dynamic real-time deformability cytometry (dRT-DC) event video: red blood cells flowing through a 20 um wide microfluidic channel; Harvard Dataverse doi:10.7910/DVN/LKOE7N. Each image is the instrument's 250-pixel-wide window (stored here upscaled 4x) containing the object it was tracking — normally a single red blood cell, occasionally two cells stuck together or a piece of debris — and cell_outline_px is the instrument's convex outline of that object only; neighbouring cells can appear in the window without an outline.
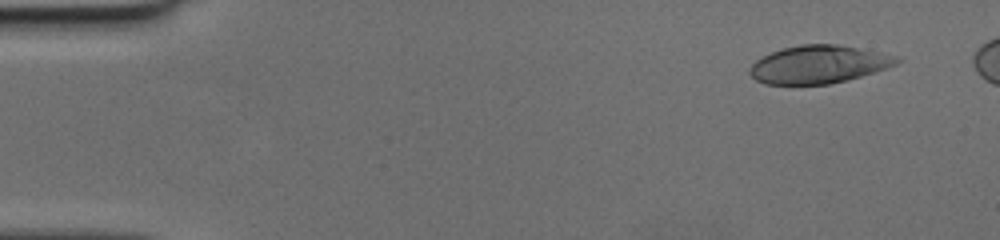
{"species": "human", "species_latin": "Homo sapiens", "temperature_condition": "cold", "stored_images_in_passage": 45, "camera_frame_rate_fps": 3000, "um_per_image_px": 0.085, "donor": {"sex": "female"}, "frame": {"image": 1, "passage_image": 1, "time_ms": 0.0, "image_size_px": [1000, 240], "cell_outline_px": [[900, 60], [896, 64], [860, 76], [828, 84], [764, 84], [756, 80], [748, 72], [752, 64], [756, 60], [772, 52], [784, 48], [800, 44], [836, 44], [900, 56]], "centroid_in_image_um": [69.56, 5.47], "position_along_channel_um": 15.4, "area_um2": 32.02}}
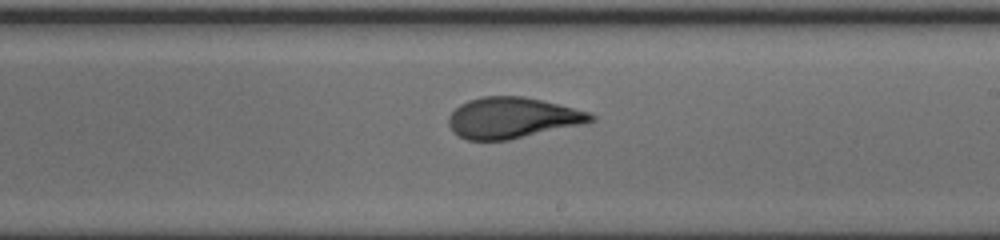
{"frame": {"image": 2, "passage_image": 27, "time_ms": 8.667, "image_size_px": [1000, 240], "cell_outline_px": [[596, 120], [588, 124], [508, 140], [468, 140], [452, 132], [448, 124], [448, 116], [460, 104], [468, 100], [480, 96], [524, 96], [588, 112], [596, 116]], "centroid_in_image_um": [43.56, 10.03], "position_along_channel_um": 245.4, "area_um2": 34.1}}
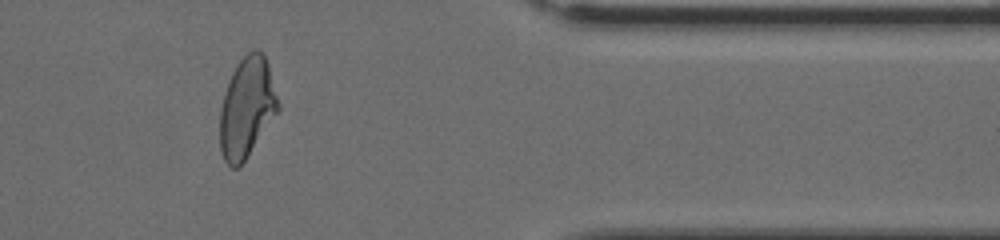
{"frame": {"image": 3, "passage_image": 39, "time_ms": 12.667, "image_size_px": [1000, 240], "cell_outline_px": [[280, 108], [244, 160], [236, 168], [232, 168], [224, 160], [220, 152], [220, 108], [224, 92], [228, 80], [236, 64], [252, 48], [256, 48], [264, 56], [268, 64], [280, 104]], "centroid_in_image_um": [20.96, 9.11], "position_along_channel_um": 390.4, "area_um2": 33.76}}